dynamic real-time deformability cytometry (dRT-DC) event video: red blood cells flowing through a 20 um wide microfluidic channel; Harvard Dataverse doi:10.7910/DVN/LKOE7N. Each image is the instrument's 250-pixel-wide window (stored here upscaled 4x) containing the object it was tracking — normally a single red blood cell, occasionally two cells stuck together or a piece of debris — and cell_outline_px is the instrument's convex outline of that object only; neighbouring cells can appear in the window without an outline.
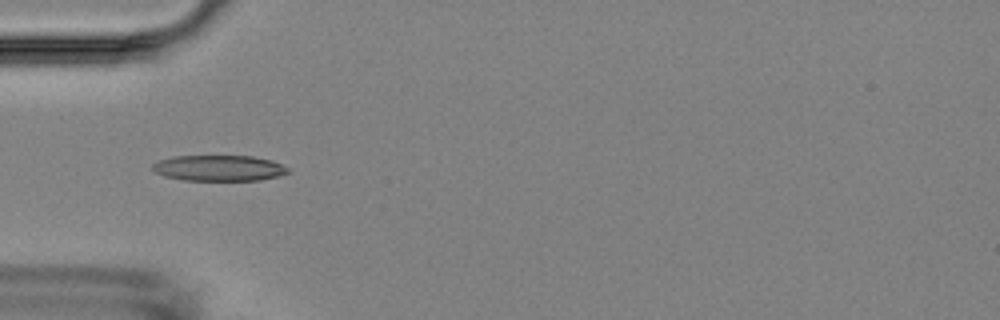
{"species": "Egyptian fruit bat (a non-hibernating species)", "species_latin": "Rousettus aegyptiacus", "temperature_condition": "room temperature", "stored_images_in_passage": 6, "camera_frame_rate_fps": 3000, "um_per_image_px": 0.085, "animal": {"sex": "female"}, "frame": {"image": 1, "passage_image": 4, "time_ms": 3.333, "image_size_px": [1000, 320], "cell_outline_px": [[288, 172], [276, 176], [260, 180], [184, 180], [164, 176], [156, 172], [152, 168], [152, 164], [160, 160], [172, 156], [252, 156], [272, 160], [288, 168]], "centroid_in_image_um": [18.58, 14.28], "position_along_channel_um": 66.4, "area_um2": 20.17}}